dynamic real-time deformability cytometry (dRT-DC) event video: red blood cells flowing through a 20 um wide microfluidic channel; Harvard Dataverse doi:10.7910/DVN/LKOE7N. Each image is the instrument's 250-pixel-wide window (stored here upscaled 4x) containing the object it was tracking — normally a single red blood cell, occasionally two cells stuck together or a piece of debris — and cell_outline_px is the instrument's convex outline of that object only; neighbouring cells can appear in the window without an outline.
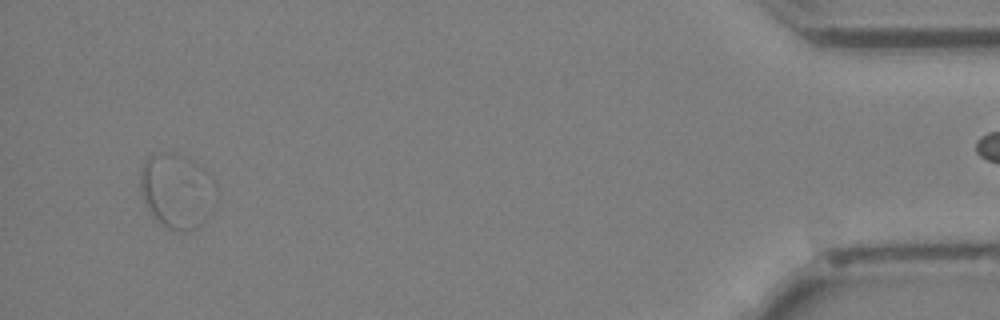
{"species": "Egyptian fruit bat (a non-hibernating species)", "species_latin": "Rousettus aegyptiacus", "temperature_condition": "cold", "stored_images_in_passage": 44, "segment_of_instrument_passage": [2, 3], "camera_frame_rate_fps": 3000, "um_per_image_px": 0.085, "animal": {"sex": "female"}, "frame": {"image": 1, "passage_image": 41, "time_ms": 13.333, "image_size_px": [1000, 320], "cell_outline_px": [[212, 180], [208, 216], [196, 228], [180, 232], [168, 228], [148, 208], [144, 200], [140, 188], [140, 168], [144, 160], [152, 152], [172, 152], [184, 156], [192, 160], [204, 168]], "centroid_in_image_um": [14.94, 16.15], "position_along_channel_um": 420.3, "area_um2": 32.02}}